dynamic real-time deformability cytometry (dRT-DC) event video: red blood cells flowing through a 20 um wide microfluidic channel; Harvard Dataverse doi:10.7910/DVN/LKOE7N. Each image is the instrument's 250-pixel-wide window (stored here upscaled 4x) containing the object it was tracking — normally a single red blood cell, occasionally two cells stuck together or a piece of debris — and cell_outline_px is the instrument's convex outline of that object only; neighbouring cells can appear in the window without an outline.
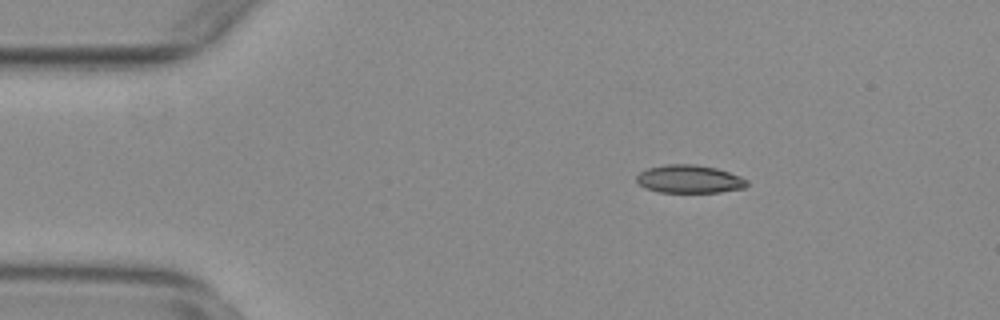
{"species": "common noctule bat (a hibernating species)", "species_latin": "Nyctalus noctula", "temperature_condition": "warm", "stored_images_in_passage": 54, "camera_frame_rate_fps": 3000, "um_per_image_px": 0.085, "animal": {"sex": "female", "body_mass_g": 29.2, "forearm_length_mm": 56.3}, "frame": {"image": 1, "passage_image": 9, "time_ms": 2.667, "image_size_px": [1000, 320], "cell_outline_px": [[748, 184], [744, 188], [720, 192], [660, 192], [644, 188], [636, 180], [636, 176], [640, 172], [648, 168], [668, 164], [696, 164], [716, 168], [740, 176], [748, 180]], "centroid_in_image_um": [58.6, 15.22], "position_along_channel_um": 26.4, "area_um2": 18.03}}
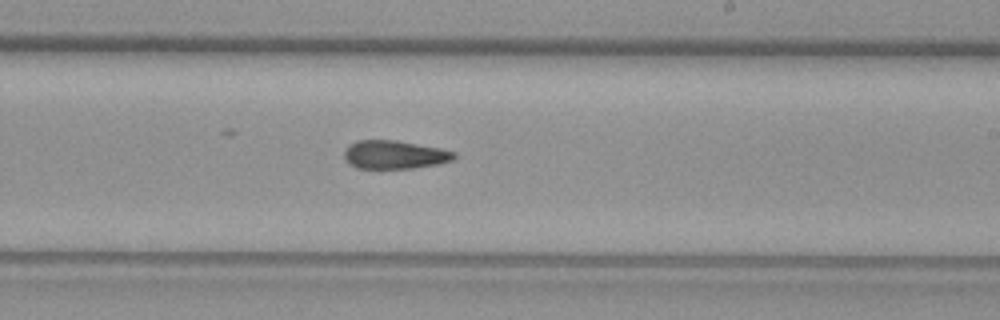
{"frame": {"image": 2, "passage_image": 32, "time_ms": 10.333, "image_size_px": [1000, 320], "cell_outline_px": [[456, 156], [452, 160], [436, 164], [412, 168], [356, 168], [348, 164], [344, 160], [344, 148], [348, 144], [356, 140], [396, 140], [440, 148], [456, 152]], "centroid_in_image_um": [33.47, 13.14], "position_along_channel_um": 255.5, "area_um2": 18.32}}
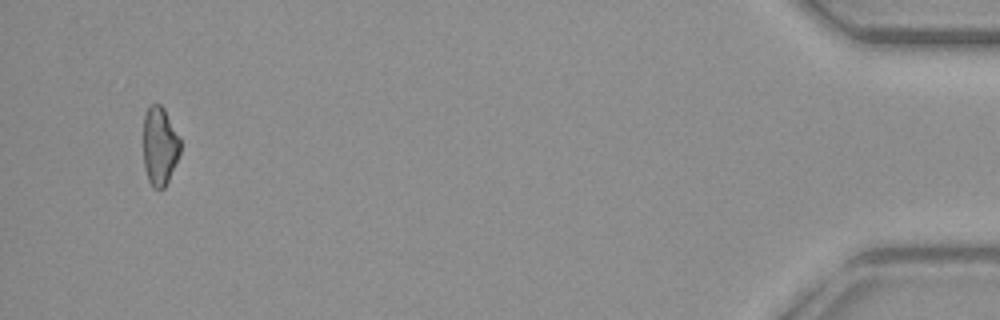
{"frame": {"image": 3, "passage_image": 52, "time_ms": 17.0, "image_size_px": [1000, 320], "cell_outline_px": [[180, 152], [168, 180], [164, 188], [152, 188], [148, 180], [144, 168], [144, 116], [148, 108], [152, 104], [160, 104], [164, 108], [180, 140]], "centroid_in_image_um": [13.56, 12.43], "position_along_channel_um": 421.6, "area_um2": 16.65}, "authors_computed_cell_mechanics": {"area_um2": 18.2648, "velocity_mm_per_s": 3.805, "shape_relaxation_time_tau1_ms": null, "shape_relaxation_time_tau2_ms": 4.5089, "deformation_change_tau1": null, "deformation_change_tau2": 0.1205}}